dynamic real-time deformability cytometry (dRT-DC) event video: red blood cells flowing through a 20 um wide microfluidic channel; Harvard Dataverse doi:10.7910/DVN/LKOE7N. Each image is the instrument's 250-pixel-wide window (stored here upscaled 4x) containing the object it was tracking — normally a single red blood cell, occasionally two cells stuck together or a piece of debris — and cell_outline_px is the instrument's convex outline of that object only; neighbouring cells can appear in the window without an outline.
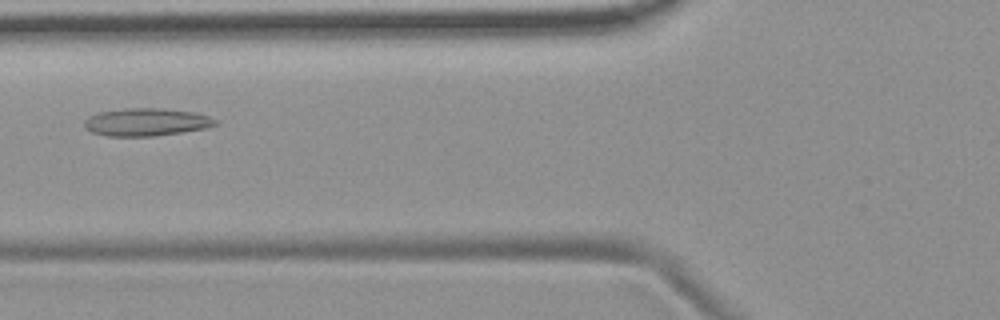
{"species": "common noctule bat (a hibernating species)", "species_latin": "Nyctalus noctula", "temperature_condition": "room temperature", "stored_images_in_passage": 7, "camera_frame_rate_fps": 3000, "um_per_image_px": 0.085, "animal": {"sex": "female", "body_mass_g": 19.9}, "frame": {"image": 1, "passage_image": 4, "time_ms": 4.333, "image_size_px": [1000, 320], "cell_outline_px": [[220, 124], [208, 128], [156, 136], [108, 136], [92, 132], [84, 128], [84, 120], [88, 116], [96, 112], [124, 108], [164, 108], [192, 112], [208, 116], [220, 120]], "centroid_in_image_um": [12.45, 10.37], "position_along_channel_um": 113.3, "area_um2": 21.56}}
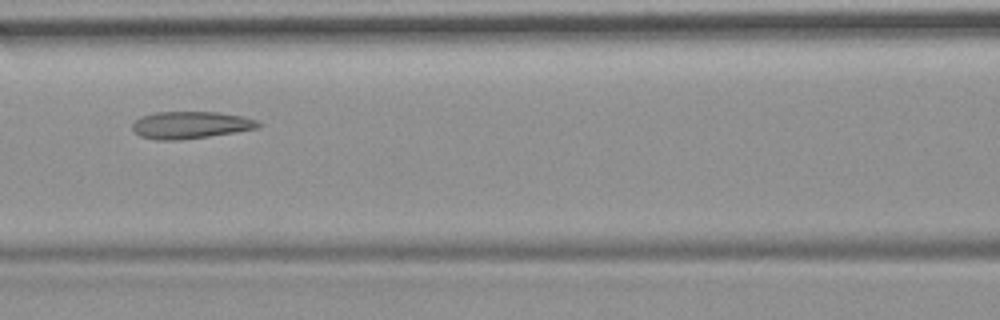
{"frame": {"image": 2, "passage_image": 5, "time_ms": 5.333, "image_size_px": [1000, 320], "cell_outline_px": [[260, 124], [256, 128], [208, 136], [180, 140], [156, 140], [140, 136], [132, 128], [132, 124], [140, 116], [156, 112], [220, 112], [244, 116], [256, 120]], "centroid_in_image_um": [16.15, 10.61], "position_along_channel_um": 150.4, "area_um2": 19.77}}
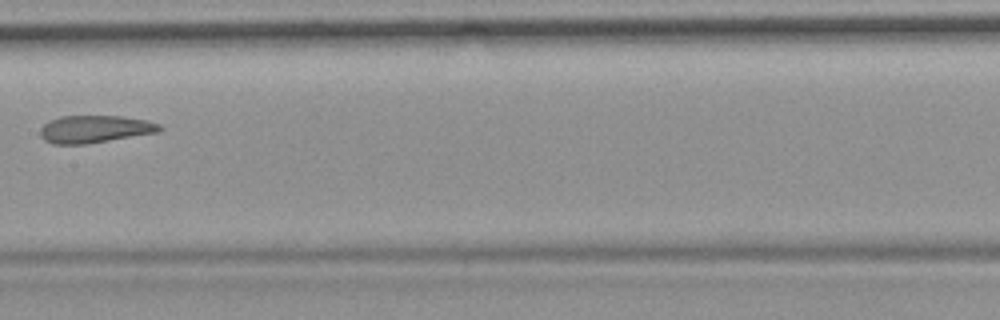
{"frame": {"image": 3, "passage_image": 6, "time_ms": 6.667, "image_size_px": [1000, 320], "cell_outline_px": [[164, 128], [156, 132], [88, 144], [52, 144], [44, 140], [40, 136], [40, 128], [48, 120], [60, 116], [120, 116], [144, 120], [160, 124]], "centroid_in_image_um": [8.0, 10.97], "position_along_channel_um": 199.4, "area_um2": 19.07}}